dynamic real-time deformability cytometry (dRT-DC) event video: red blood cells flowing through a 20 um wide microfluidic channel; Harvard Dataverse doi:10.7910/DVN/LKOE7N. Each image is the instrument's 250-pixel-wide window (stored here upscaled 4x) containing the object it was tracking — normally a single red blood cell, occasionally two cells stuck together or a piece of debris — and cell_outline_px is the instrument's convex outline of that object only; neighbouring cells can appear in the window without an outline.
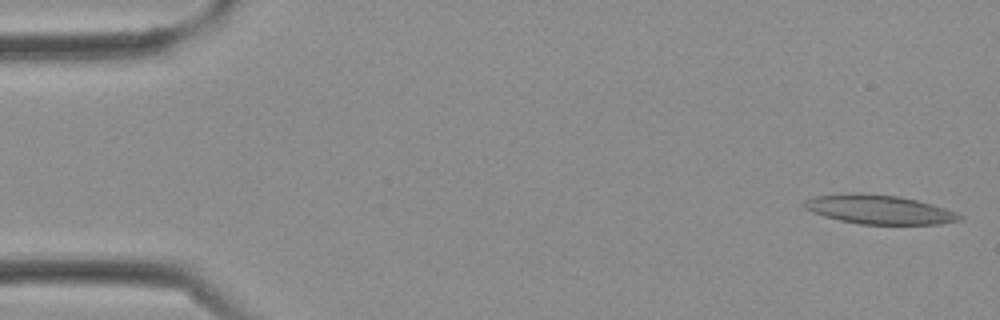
{"species": "Egyptian fruit bat (a non-hibernating species)", "species_latin": "Rousettus aegyptiacus", "temperature_condition": "cold", "stored_images_in_passage": 31, "camera_frame_rate_fps": 3000, "um_per_image_px": 0.085, "frame": {"image": 1, "passage_image": 1, "time_ms": 0.0, "image_size_px": [1000, 320], "cell_outline_px": [[964, 216], [960, 220], [940, 224], [860, 224], [840, 220], [824, 216], [812, 212], [804, 208], [800, 204], [804, 200], [816, 196], [848, 192], [852, 192], [900, 196], [932, 204], [956, 212]], "centroid_in_image_um": [74.69, 17.8], "position_along_channel_um": 10.3, "area_um2": 26.41}}
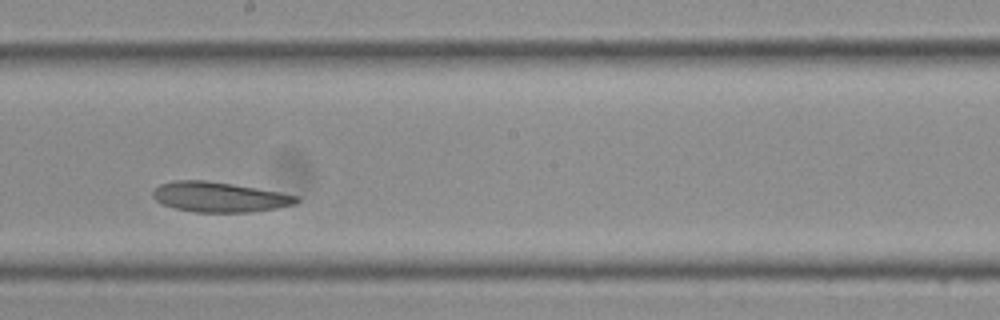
{"frame": {"image": 2, "passage_image": 18, "time_ms": 5.667, "image_size_px": [1000, 320], "cell_outline_px": [[300, 200], [296, 204], [276, 208], [248, 212], [196, 212], [176, 208], [164, 204], [156, 200], [152, 196], [152, 192], [160, 184], [176, 180], [204, 180], [232, 184], [280, 192], [300, 196]], "centroid_in_image_um": [18.67, 16.74], "position_along_channel_um": 229.5, "area_um2": 24.97}}
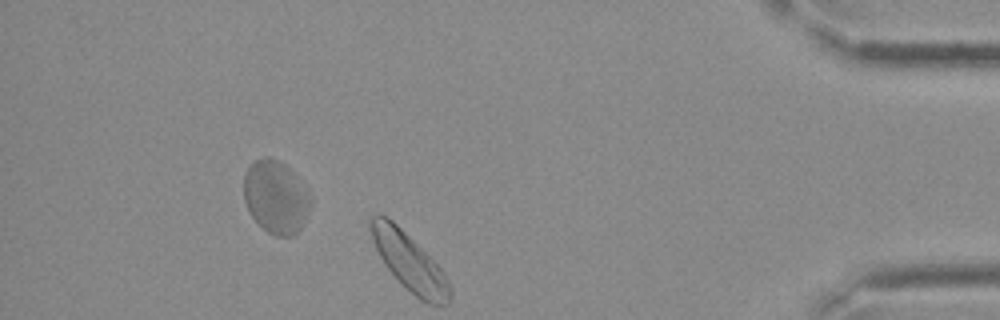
{"frame": {"image": 3, "passage_image": 28, "time_ms": 9.0, "image_size_px": [1000, 320], "cell_outline_px": [[312, 204], [300, 228], [292, 236], [276, 236], [268, 232], [252, 216], [244, 200], [244, 172], [252, 160], [264, 156], [268, 156], [280, 160], [296, 176], [312, 196]], "centroid_in_image_um": [23.43, 16.7], "position_along_channel_um": 411.8, "area_um2": 28.44}}